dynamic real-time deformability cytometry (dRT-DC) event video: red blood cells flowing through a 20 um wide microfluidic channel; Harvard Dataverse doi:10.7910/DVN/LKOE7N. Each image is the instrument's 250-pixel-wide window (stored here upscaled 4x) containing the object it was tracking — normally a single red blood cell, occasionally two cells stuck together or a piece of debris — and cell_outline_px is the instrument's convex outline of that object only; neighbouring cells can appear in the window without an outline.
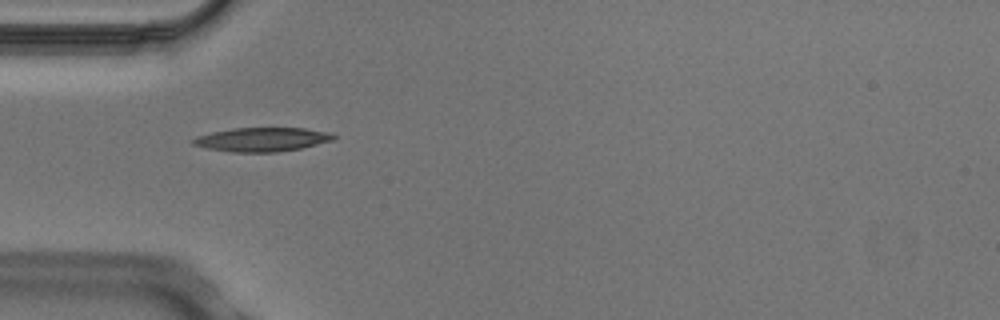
{"species": "Egyptian fruit bat (a non-hibernating species)", "species_latin": "Rousettus aegyptiacus", "temperature_condition": "cold", "stored_images_in_passage": 6, "camera_frame_rate_fps": 3000, "um_per_image_px": 0.085, "animal": {"sex": "male"}, "frame": {"image": 1, "passage_image": 5, "time_ms": 1.333, "image_size_px": [1000, 320], "cell_outline_px": [[336, 136], [332, 140], [300, 148], [276, 152], [232, 152], [208, 148], [192, 144], [188, 140], [196, 136], [212, 132], [232, 128], [304, 128], [332, 132]], "centroid_in_image_um": [22.24, 11.85], "position_along_channel_um": 62.8, "area_um2": 19.59}}